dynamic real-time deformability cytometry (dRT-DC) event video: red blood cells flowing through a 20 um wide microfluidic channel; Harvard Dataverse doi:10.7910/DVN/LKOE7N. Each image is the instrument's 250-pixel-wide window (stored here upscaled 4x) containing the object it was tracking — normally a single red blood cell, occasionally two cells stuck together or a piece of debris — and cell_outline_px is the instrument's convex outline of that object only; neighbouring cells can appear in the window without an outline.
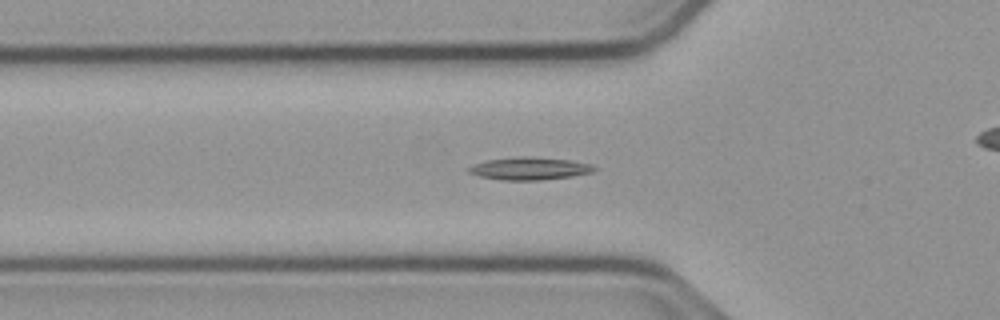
{"species": "common noctule bat (a hibernating species)", "species_latin": "Nyctalus noctula", "temperature_condition": "cold", "stored_images_in_passage": 56, "segment_of_instrument_passage": [1, 2], "camera_frame_rate_fps": 3000, "um_per_image_px": 0.085, "animal": {"sex": "male", "body_mass_g": 23.1, "forearm_length_mm": 52.7}, "frame": {"image": 1, "passage_image": 19, "time_ms": 6.0, "image_size_px": [1000, 320], "cell_outline_px": [[596, 172], [572, 176], [540, 180], [500, 180], [480, 176], [468, 172], [468, 168], [476, 164], [488, 160], [524, 156], [568, 160], [588, 164], [596, 168]], "centroid_in_image_um": [45.03, 14.34], "position_along_channel_um": 80.8, "area_um2": 16.18}}
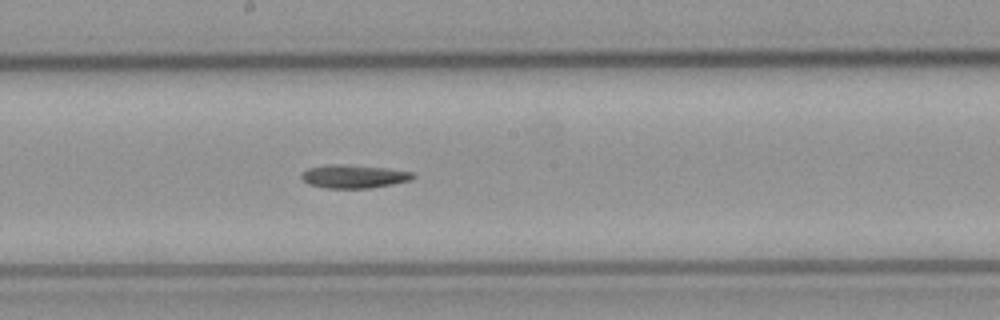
{"frame": {"image": 2, "passage_image": 30, "time_ms": 9.667, "image_size_px": [1000, 320], "cell_outline_px": [[416, 176], [408, 180], [392, 184], [372, 188], [324, 188], [308, 184], [300, 176], [308, 168], [332, 164], [388, 168], [412, 172]], "centroid_in_image_um": [30.06, 15.0], "position_along_channel_um": 218.1, "area_um2": 14.91}}
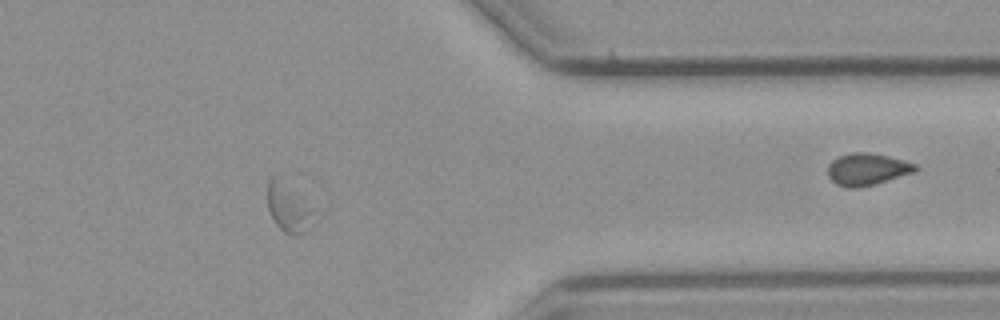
{"frame": {"image": 3, "passage_image": 45, "time_ms": 14.667, "image_size_px": [1000, 320], "cell_outline_px": [[312, 224], [304, 232], [284, 232], [276, 224], [268, 208], [268, 184], [272, 176], [276, 176], [300, 196], [312, 208]], "centroid_in_image_um": [24.49, 17.64], "position_along_channel_um": 386.9, "area_um2": 12.31}}